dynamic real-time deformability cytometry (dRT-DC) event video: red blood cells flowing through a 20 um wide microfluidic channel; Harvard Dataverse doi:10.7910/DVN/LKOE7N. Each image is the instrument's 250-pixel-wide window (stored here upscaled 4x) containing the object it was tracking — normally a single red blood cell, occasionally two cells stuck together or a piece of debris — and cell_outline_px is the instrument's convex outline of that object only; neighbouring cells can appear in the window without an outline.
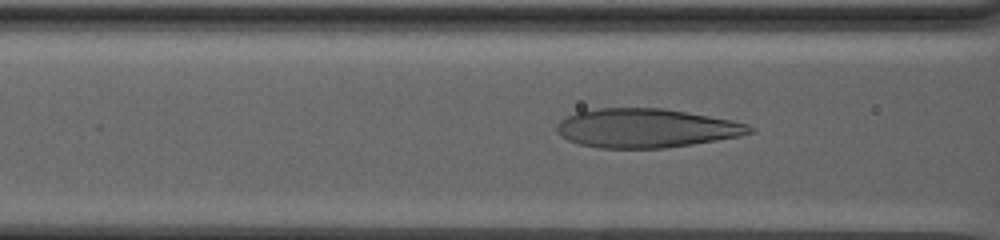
{"species": "human", "species_latin": "Homo sapiens", "temperature_condition": "warm", "stored_images_in_passage": 81, "camera_frame_rate_fps": 3000, "um_per_image_px": 0.085, "donor": {"sex": "male"}, "frame": {"image": 1, "passage_image": 37, "time_ms": 12.0, "image_size_px": [1000, 240], "cell_outline_px": [[756, 132], [740, 136], [692, 144], [664, 148], [600, 148], [580, 144], [568, 140], [560, 136], [556, 132], [556, 124], [560, 120], [576, 112], [596, 108], [664, 108], [688, 112], [732, 120], [748, 124], [756, 128]], "centroid_in_image_um": [54.93, 10.89], "position_along_channel_um": 111.7, "area_um2": 44.04}}
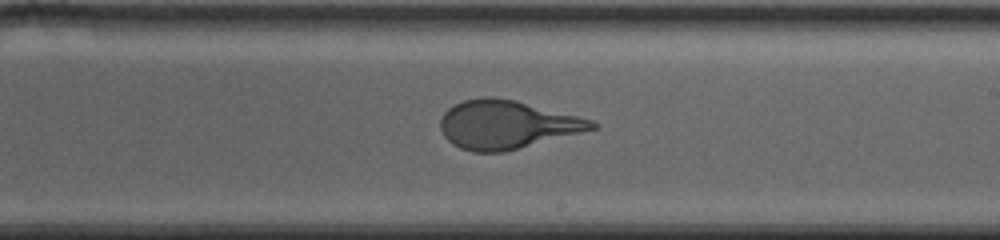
{"frame": {"image": 2, "passage_image": 52, "time_ms": 17.0, "image_size_px": [1000, 240], "cell_outline_px": [[600, 124], [596, 128], [504, 152], [472, 152], [460, 148], [452, 144], [444, 136], [440, 128], [440, 120], [444, 112], [452, 104], [464, 100], [484, 96], [492, 96], [512, 100], [592, 120]], "centroid_in_image_um": [43.0, 10.59], "position_along_channel_um": 246.0, "area_um2": 42.25}}
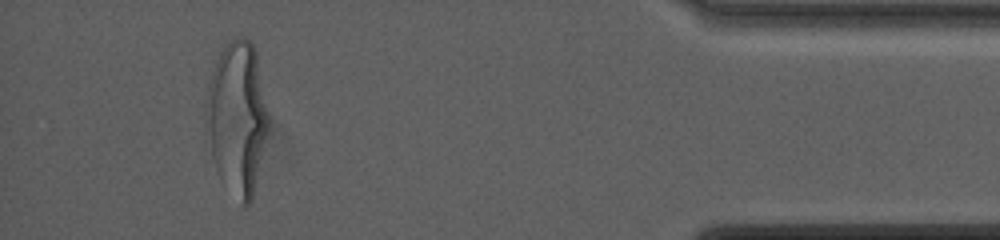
{"frame": {"image": 3, "passage_image": 76, "time_ms": 25.0, "image_size_px": [1000, 240], "cell_outline_px": [[268, 128], [252, 200], [244, 208], [240, 204], [220, 180], [204, 148], [208, 84], [216, 60], [220, 52], [228, 40], [232, 36], [240, 36], [248, 40], [252, 44], [256, 52], [268, 112]], "centroid_in_image_um": [20.11, 10.08], "position_along_channel_um": 415.1, "area_um2": 56.53}, "authors_computed_cell_mechanics": {"area_um2": 47.107, "velocity_mm_per_s": 2.6846, "shape_relaxation_time_tau1_ms": 7.836, "shape_relaxation_time_tau2_ms": null, "deformation_change_tau1": 0.2915, "deformation_change_tau2": null}}